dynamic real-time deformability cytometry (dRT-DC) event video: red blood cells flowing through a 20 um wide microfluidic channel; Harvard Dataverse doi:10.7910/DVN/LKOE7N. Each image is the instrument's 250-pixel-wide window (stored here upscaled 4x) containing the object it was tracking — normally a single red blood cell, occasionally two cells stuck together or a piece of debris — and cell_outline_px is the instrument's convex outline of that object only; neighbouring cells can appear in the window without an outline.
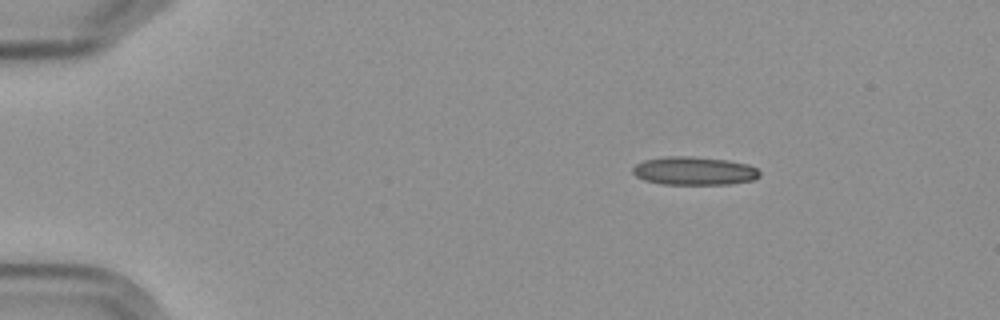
{"species": "Egyptian fruit bat (a non-hibernating species)", "species_latin": "Rousettus aegyptiacus", "temperature_condition": "cold", "stored_images_in_passage": 5, "camera_frame_rate_fps": 3000, "um_per_image_px": 0.085, "frame": {"image": 1, "passage_image": 1, "time_ms": 0.0, "image_size_px": [1000, 320], "cell_outline_px": [[760, 176], [752, 180], [732, 184], [664, 184], [644, 180], [636, 176], [632, 172], [632, 168], [636, 164], [644, 160], [668, 156], [692, 156], [728, 160], [748, 164], [756, 168], [760, 172]], "centroid_in_image_um": [59.01, 14.52], "position_along_channel_um": 26.0, "area_um2": 20.98}}
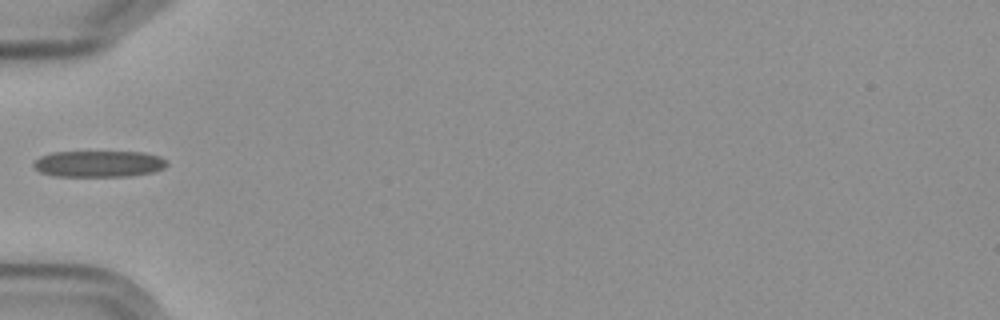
{"frame": {"image": 2, "passage_image": 4, "time_ms": 3.667, "image_size_px": [1000, 320], "cell_outline_px": [[168, 164], [164, 168], [152, 172], [128, 176], [56, 176], [40, 172], [32, 164], [40, 156], [52, 152], [144, 152], [160, 156]], "centroid_in_image_um": [8.39, 13.92], "position_along_channel_um": 76.6, "area_um2": 20.4}}
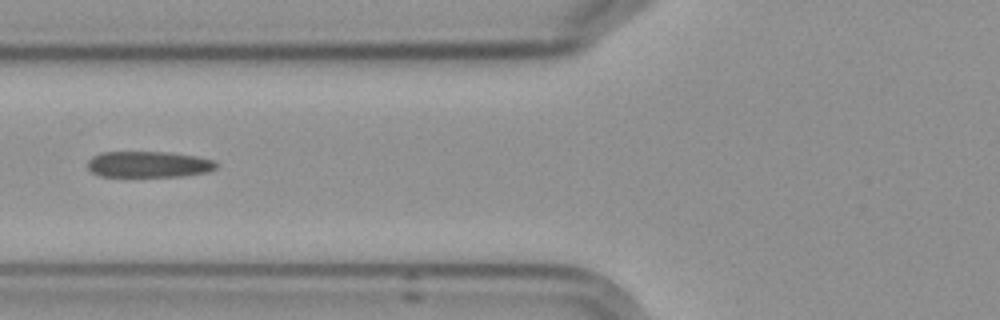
{"frame": {"image": 3, "passage_image": 5, "time_ms": 4.667, "image_size_px": [1000, 320], "cell_outline_px": [[216, 168], [208, 172], [180, 176], [100, 176], [92, 172], [88, 168], [88, 160], [92, 156], [100, 152], [172, 152], [196, 156], [212, 160], [216, 164]], "centroid_in_image_um": [12.61, 13.96], "position_along_channel_um": 113.2, "area_um2": 19.54}}